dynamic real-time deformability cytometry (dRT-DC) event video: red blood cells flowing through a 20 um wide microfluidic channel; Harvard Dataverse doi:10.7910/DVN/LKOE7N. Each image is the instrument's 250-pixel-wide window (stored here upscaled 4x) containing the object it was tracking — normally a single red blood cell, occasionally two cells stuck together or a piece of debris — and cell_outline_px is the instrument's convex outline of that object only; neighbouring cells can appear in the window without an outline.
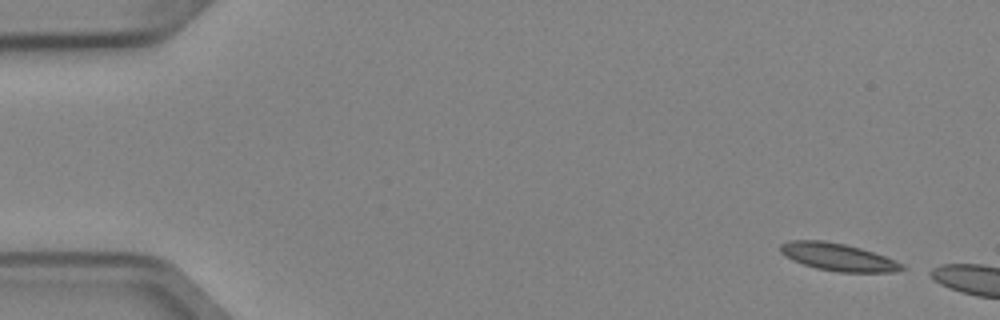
{"species": "Egyptian fruit bat (a non-hibernating species)", "species_latin": "Rousettus aegyptiacus", "temperature_condition": "cold", "stored_images_in_passage": 2, "camera_frame_rate_fps": 3000, "um_per_image_px": 0.085, "animal": {"sex": "female"}, "frame": {"image": 1, "passage_image": 1, "time_ms": 0.0, "image_size_px": [1000, 320], "cell_outline_px": [[908, 268], [896, 272], [840, 272], [816, 268], [792, 260], [784, 256], [780, 252], [780, 244], [788, 240], [824, 240], [844, 244], [860, 248], [884, 256], [904, 264]], "centroid_in_image_um": [71.22, 21.85], "position_along_channel_um": 13.8, "area_um2": 19.54}}